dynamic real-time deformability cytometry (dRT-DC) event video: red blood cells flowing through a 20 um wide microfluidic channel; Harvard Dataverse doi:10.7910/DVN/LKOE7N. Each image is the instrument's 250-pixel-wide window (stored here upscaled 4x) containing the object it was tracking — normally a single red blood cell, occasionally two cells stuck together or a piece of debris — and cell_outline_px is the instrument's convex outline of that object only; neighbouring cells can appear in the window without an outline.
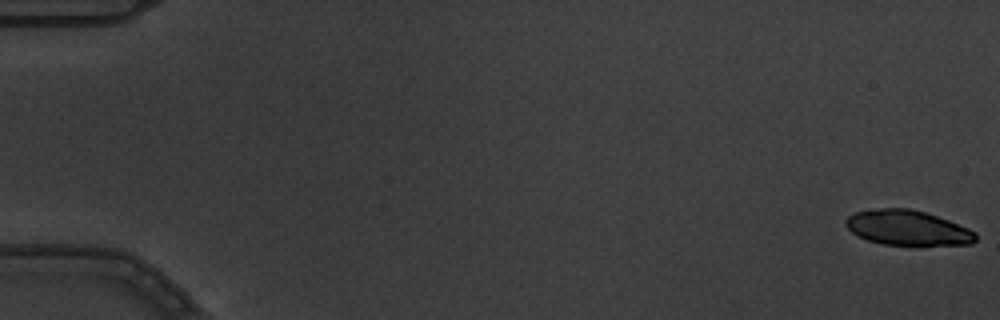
{"species": "common noctule bat (a hibernating species)", "species_latin": "Nyctalus noctula", "temperature_condition": "warm", "stored_images_in_passage": 5, "camera_frame_rate_fps": 3000, "um_per_image_px": 0.085, "animal": {"sex": "male", "body_mass_g": 19.5, "forearm_length_mm": 54.6}, "frame": {"image": 1, "passage_image": 1, "time_ms": 0.0, "image_size_px": [1000, 320], "cell_outline_px": [[976, 240], [972, 244], [920, 248], [916, 248], [884, 244], [868, 240], [852, 232], [844, 224], [844, 220], [848, 216], [856, 212], [880, 208], [908, 208], [924, 212], [948, 220], [968, 228], [976, 232]], "centroid_in_image_um": [77.2, 19.42], "position_along_channel_um": 7.8, "area_um2": 27.34}}